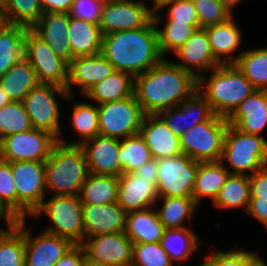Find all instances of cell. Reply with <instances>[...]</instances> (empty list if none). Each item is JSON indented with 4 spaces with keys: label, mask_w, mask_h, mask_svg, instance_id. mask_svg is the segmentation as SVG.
<instances>
[{
    "label": "cell",
    "mask_w": 267,
    "mask_h": 266,
    "mask_svg": "<svg viewBox=\"0 0 267 266\" xmlns=\"http://www.w3.org/2000/svg\"><path fill=\"white\" fill-rule=\"evenodd\" d=\"M10 102H11L10 98L4 92V90L2 89V87L0 85V108H2L3 106H5L6 104H8Z\"/></svg>",
    "instance_id": "obj_58"
},
{
    "label": "cell",
    "mask_w": 267,
    "mask_h": 266,
    "mask_svg": "<svg viewBox=\"0 0 267 266\" xmlns=\"http://www.w3.org/2000/svg\"><path fill=\"white\" fill-rule=\"evenodd\" d=\"M131 266H173L161 243H134Z\"/></svg>",
    "instance_id": "obj_44"
},
{
    "label": "cell",
    "mask_w": 267,
    "mask_h": 266,
    "mask_svg": "<svg viewBox=\"0 0 267 266\" xmlns=\"http://www.w3.org/2000/svg\"><path fill=\"white\" fill-rule=\"evenodd\" d=\"M152 159L150 150L140 134L120 140L118 160L123 174L135 172Z\"/></svg>",
    "instance_id": "obj_39"
},
{
    "label": "cell",
    "mask_w": 267,
    "mask_h": 266,
    "mask_svg": "<svg viewBox=\"0 0 267 266\" xmlns=\"http://www.w3.org/2000/svg\"><path fill=\"white\" fill-rule=\"evenodd\" d=\"M234 64L255 89L267 90V47L242 51Z\"/></svg>",
    "instance_id": "obj_33"
},
{
    "label": "cell",
    "mask_w": 267,
    "mask_h": 266,
    "mask_svg": "<svg viewBox=\"0 0 267 266\" xmlns=\"http://www.w3.org/2000/svg\"><path fill=\"white\" fill-rule=\"evenodd\" d=\"M84 239L99 234L125 232L126 212L117 202L82 205Z\"/></svg>",
    "instance_id": "obj_22"
},
{
    "label": "cell",
    "mask_w": 267,
    "mask_h": 266,
    "mask_svg": "<svg viewBox=\"0 0 267 266\" xmlns=\"http://www.w3.org/2000/svg\"><path fill=\"white\" fill-rule=\"evenodd\" d=\"M5 0H0V9L2 8V5L4 3Z\"/></svg>",
    "instance_id": "obj_63"
},
{
    "label": "cell",
    "mask_w": 267,
    "mask_h": 266,
    "mask_svg": "<svg viewBox=\"0 0 267 266\" xmlns=\"http://www.w3.org/2000/svg\"><path fill=\"white\" fill-rule=\"evenodd\" d=\"M227 127V118L213 114L180 135L182 153L199 162L220 161Z\"/></svg>",
    "instance_id": "obj_6"
},
{
    "label": "cell",
    "mask_w": 267,
    "mask_h": 266,
    "mask_svg": "<svg viewBox=\"0 0 267 266\" xmlns=\"http://www.w3.org/2000/svg\"><path fill=\"white\" fill-rule=\"evenodd\" d=\"M145 114L135 95L98 105L99 135L124 139L140 134Z\"/></svg>",
    "instance_id": "obj_10"
},
{
    "label": "cell",
    "mask_w": 267,
    "mask_h": 266,
    "mask_svg": "<svg viewBox=\"0 0 267 266\" xmlns=\"http://www.w3.org/2000/svg\"><path fill=\"white\" fill-rule=\"evenodd\" d=\"M260 257L257 253L245 251L244 249L230 251H215L213 254L205 256V260L200 266H252Z\"/></svg>",
    "instance_id": "obj_45"
},
{
    "label": "cell",
    "mask_w": 267,
    "mask_h": 266,
    "mask_svg": "<svg viewBox=\"0 0 267 266\" xmlns=\"http://www.w3.org/2000/svg\"><path fill=\"white\" fill-rule=\"evenodd\" d=\"M158 2V0H153V6Z\"/></svg>",
    "instance_id": "obj_64"
},
{
    "label": "cell",
    "mask_w": 267,
    "mask_h": 266,
    "mask_svg": "<svg viewBox=\"0 0 267 266\" xmlns=\"http://www.w3.org/2000/svg\"><path fill=\"white\" fill-rule=\"evenodd\" d=\"M134 94V77L123 71H114L96 83L85 96L99 104L125 99Z\"/></svg>",
    "instance_id": "obj_32"
},
{
    "label": "cell",
    "mask_w": 267,
    "mask_h": 266,
    "mask_svg": "<svg viewBox=\"0 0 267 266\" xmlns=\"http://www.w3.org/2000/svg\"><path fill=\"white\" fill-rule=\"evenodd\" d=\"M162 16L135 30L116 31L103 35L101 54L113 65L133 77L153 68L164 57L159 49L157 26Z\"/></svg>",
    "instance_id": "obj_2"
},
{
    "label": "cell",
    "mask_w": 267,
    "mask_h": 266,
    "mask_svg": "<svg viewBox=\"0 0 267 266\" xmlns=\"http://www.w3.org/2000/svg\"><path fill=\"white\" fill-rule=\"evenodd\" d=\"M153 159L169 158L182 154L179 136L166 126L158 115H145L140 128Z\"/></svg>",
    "instance_id": "obj_24"
},
{
    "label": "cell",
    "mask_w": 267,
    "mask_h": 266,
    "mask_svg": "<svg viewBox=\"0 0 267 266\" xmlns=\"http://www.w3.org/2000/svg\"><path fill=\"white\" fill-rule=\"evenodd\" d=\"M79 146L84 152L89 173L116 177L123 174L118 160L120 139L96 135Z\"/></svg>",
    "instance_id": "obj_18"
},
{
    "label": "cell",
    "mask_w": 267,
    "mask_h": 266,
    "mask_svg": "<svg viewBox=\"0 0 267 266\" xmlns=\"http://www.w3.org/2000/svg\"><path fill=\"white\" fill-rule=\"evenodd\" d=\"M251 198L267 199V165L254 174L249 175Z\"/></svg>",
    "instance_id": "obj_50"
},
{
    "label": "cell",
    "mask_w": 267,
    "mask_h": 266,
    "mask_svg": "<svg viewBox=\"0 0 267 266\" xmlns=\"http://www.w3.org/2000/svg\"><path fill=\"white\" fill-rule=\"evenodd\" d=\"M67 37L73 58L101 53L103 34L98 24L69 16Z\"/></svg>",
    "instance_id": "obj_26"
},
{
    "label": "cell",
    "mask_w": 267,
    "mask_h": 266,
    "mask_svg": "<svg viewBox=\"0 0 267 266\" xmlns=\"http://www.w3.org/2000/svg\"><path fill=\"white\" fill-rule=\"evenodd\" d=\"M221 161L199 162L192 198L199 205L200 199L211 198L213 202L230 175Z\"/></svg>",
    "instance_id": "obj_29"
},
{
    "label": "cell",
    "mask_w": 267,
    "mask_h": 266,
    "mask_svg": "<svg viewBox=\"0 0 267 266\" xmlns=\"http://www.w3.org/2000/svg\"><path fill=\"white\" fill-rule=\"evenodd\" d=\"M74 131L79 134V140L75 142H65L62 137L58 142L67 145H81L85 141L99 135V117L98 106L89 105L88 103H75L72 111V125Z\"/></svg>",
    "instance_id": "obj_38"
},
{
    "label": "cell",
    "mask_w": 267,
    "mask_h": 266,
    "mask_svg": "<svg viewBox=\"0 0 267 266\" xmlns=\"http://www.w3.org/2000/svg\"><path fill=\"white\" fill-rule=\"evenodd\" d=\"M152 19V10L146 7L144 1L115 0L103 4L99 26L102 34L106 35L144 28Z\"/></svg>",
    "instance_id": "obj_14"
},
{
    "label": "cell",
    "mask_w": 267,
    "mask_h": 266,
    "mask_svg": "<svg viewBox=\"0 0 267 266\" xmlns=\"http://www.w3.org/2000/svg\"><path fill=\"white\" fill-rule=\"evenodd\" d=\"M239 131L259 135L267 125V90H255L227 118Z\"/></svg>",
    "instance_id": "obj_21"
},
{
    "label": "cell",
    "mask_w": 267,
    "mask_h": 266,
    "mask_svg": "<svg viewBox=\"0 0 267 266\" xmlns=\"http://www.w3.org/2000/svg\"><path fill=\"white\" fill-rule=\"evenodd\" d=\"M232 168L230 174H250L267 165V140L259 135L246 134L228 124L220 161Z\"/></svg>",
    "instance_id": "obj_5"
},
{
    "label": "cell",
    "mask_w": 267,
    "mask_h": 266,
    "mask_svg": "<svg viewBox=\"0 0 267 266\" xmlns=\"http://www.w3.org/2000/svg\"><path fill=\"white\" fill-rule=\"evenodd\" d=\"M1 10L9 24L31 29L43 14L40 0H5Z\"/></svg>",
    "instance_id": "obj_40"
},
{
    "label": "cell",
    "mask_w": 267,
    "mask_h": 266,
    "mask_svg": "<svg viewBox=\"0 0 267 266\" xmlns=\"http://www.w3.org/2000/svg\"><path fill=\"white\" fill-rule=\"evenodd\" d=\"M39 81L31 64L22 58L0 77V85L11 101L22 102Z\"/></svg>",
    "instance_id": "obj_30"
},
{
    "label": "cell",
    "mask_w": 267,
    "mask_h": 266,
    "mask_svg": "<svg viewBox=\"0 0 267 266\" xmlns=\"http://www.w3.org/2000/svg\"><path fill=\"white\" fill-rule=\"evenodd\" d=\"M58 139L51 133L32 128L28 131L9 134L0 140V159L7 162H45Z\"/></svg>",
    "instance_id": "obj_12"
},
{
    "label": "cell",
    "mask_w": 267,
    "mask_h": 266,
    "mask_svg": "<svg viewBox=\"0 0 267 266\" xmlns=\"http://www.w3.org/2000/svg\"><path fill=\"white\" fill-rule=\"evenodd\" d=\"M165 227L152 208L126 213L125 234L133 243L161 241Z\"/></svg>",
    "instance_id": "obj_27"
},
{
    "label": "cell",
    "mask_w": 267,
    "mask_h": 266,
    "mask_svg": "<svg viewBox=\"0 0 267 266\" xmlns=\"http://www.w3.org/2000/svg\"><path fill=\"white\" fill-rule=\"evenodd\" d=\"M8 229H9V228H7V229H5V228L3 229V228H2V229H0V231H4V230H8Z\"/></svg>",
    "instance_id": "obj_65"
},
{
    "label": "cell",
    "mask_w": 267,
    "mask_h": 266,
    "mask_svg": "<svg viewBox=\"0 0 267 266\" xmlns=\"http://www.w3.org/2000/svg\"><path fill=\"white\" fill-rule=\"evenodd\" d=\"M24 58L34 68L39 83L66 89L68 62L57 56L32 29L26 31Z\"/></svg>",
    "instance_id": "obj_13"
},
{
    "label": "cell",
    "mask_w": 267,
    "mask_h": 266,
    "mask_svg": "<svg viewBox=\"0 0 267 266\" xmlns=\"http://www.w3.org/2000/svg\"><path fill=\"white\" fill-rule=\"evenodd\" d=\"M210 72L208 80L205 81L202 75L198 78V91L205 86V92L200 94L210 104L213 113L228 118L256 89L235 64H220Z\"/></svg>",
    "instance_id": "obj_3"
},
{
    "label": "cell",
    "mask_w": 267,
    "mask_h": 266,
    "mask_svg": "<svg viewBox=\"0 0 267 266\" xmlns=\"http://www.w3.org/2000/svg\"><path fill=\"white\" fill-rule=\"evenodd\" d=\"M178 1H182V0H158V2L151 8L152 13H158L157 11H159V9H164V7L167 4L173 3V2H178Z\"/></svg>",
    "instance_id": "obj_56"
},
{
    "label": "cell",
    "mask_w": 267,
    "mask_h": 266,
    "mask_svg": "<svg viewBox=\"0 0 267 266\" xmlns=\"http://www.w3.org/2000/svg\"><path fill=\"white\" fill-rule=\"evenodd\" d=\"M9 25L6 15L0 9V33Z\"/></svg>",
    "instance_id": "obj_59"
},
{
    "label": "cell",
    "mask_w": 267,
    "mask_h": 266,
    "mask_svg": "<svg viewBox=\"0 0 267 266\" xmlns=\"http://www.w3.org/2000/svg\"><path fill=\"white\" fill-rule=\"evenodd\" d=\"M174 54L178 55V58L181 59V62H176L175 64L194 74L197 78L200 77L202 70H212L220 65L212 54L205 28L197 29L191 38L177 49ZM194 69L198 71H193Z\"/></svg>",
    "instance_id": "obj_25"
},
{
    "label": "cell",
    "mask_w": 267,
    "mask_h": 266,
    "mask_svg": "<svg viewBox=\"0 0 267 266\" xmlns=\"http://www.w3.org/2000/svg\"><path fill=\"white\" fill-rule=\"evenodd\" d=\"M163 200V207L157 213L165 229L187 227L182 224L185 219H191L198 204L193 198L158 197Z\"/></svg>",
    "instance_id": "obj_37"
},
{
    "label": "cell",
    "mask_w": 267,
    "mask_h": 266,
    "mask_svg": "<svg viewBox=\"0 0 267 266\" xmlns=\"http://www.w3.org/2000/svg\"><path fill=\"white\" fill-rule=\"evenodd\" d=\"M69 14L64 12L43 13L31 28L59 57L68 63L73 59L67 37Z\"/></svg>",
    "instance_id": "obj_23"
},
{
    "label": "cell",
    "mask_w": 267,
    "mask_h": 266,
    "mask_svg": "<svg viewBox=\"0 0 267 266\" xmlns=\"http://www.w3.org/2000/svg\"><path fill=\"white\" fill-rule=\"evenodd\" d=\"M193 4L200 28L224 23L233 16L220 0H196Z\"/></svg>",
    "instance_id": "obj_46"
},
{
    "label": "cell",
    "mask_w": 267,
    "mask_h": 266,
    "mask_svg": "<svg viewBox=\"0 0 267 266\" xmlns=\"http://www.w3.org/2000/svg\"><path fill=\"white\" fill-rule=\"evenodd\" d=\"M88 174L86 158L79 145L57 142L45 161L46 187L54 195L78 196Z\"/></svg>",
    "instance_id": "obj_4"
},
{
    "label": "cell",
    "mask_w": 267,
    "mask_h": 266,
    "mask_svg": "<svg viewBox=\"0 0 267 266\" xmlns=\"http://www.w3.org/2000/svg\"><path fill=\"white\" fill-rule=\"evenodd\" d=\"M233 16L226 22L205 27L214 58L220 64H234L235 58L231 55L241 44V31L233 22ZM227 55L228 59H221Z\"/></svg>",
    "instance_id": "obj_28"
},
{
    "label": "cell",
    "mask_w": 267,
    "mask_h": 266,
    "mask_svg": "<svg viewBox=\"0 0 267 266\" xmlns=\"http://www.w3.org/2000/svg\"><path fill=\"white\" fill-rule=\"evenodd\" d=\"M32 128L22 102L11 101L0 108V140L9 134L25 132Z\"/></svg>",
    "instance_id": "obj_43"
},
{
    "label": "cell",
    "mask_w": 267,
    "mask_h": 266,
    "mask_svg": "<svg viewBox=\"0 0 267 266\" xmlns=\"http://www.w3.org/2000/svg\"><path fill=\"white\" fill-rule=\"evenodd\" d=\"M82 266H108V265H104L100 262L93 261L89 259L88 257L84 256Z\"/></svg>",
    "instance_id": "obj_60"
},
{
    "label": "cell",
    "mask_w": 267,
    "mask_h": 266,
    "mask_svg": "<svg viewBox=\"0 0 267 266\" xmlns=\"http://www.w3.org/2000/svg\"><path fill=\"white\" fill-rule=\"evenodd\" d=\"M220 1L224 5V7L230 12V14H233L232 13L233 7H235L242 0H220Z\"/></svg>",
    "instance_id": "obj_57"
},
{
    "label": "cell",
    "mask_w": 267,
    "mask_h": 266,
    "mask_svg": "<svg viewBox=\"0 0 267 266\" xmlns=\"http://www.w3.org/2000/svg\"><path fill=\"white\" fill-rule=\"evenodd\" d=\"M168 19L175 22H186L193 25L196 29H199V21L197 18V11L193 2L188 0H182L167 4L164 8L168 7Z\"/></svg>",
    "instance_id": "obj_49"
},
{
    "label": "cell",
    "mask_w": 267,
    "mask_h": 266,
    "mask_svg": "<svg viewBox=\"0 0 267 266\" xmlns=\"http://www.w3.org/2000/svg\"><path fill=\"white\" fill-rule=\"evenodd\" d=\"M196 234L190 228L165 229L161 238V246L170 257L171 261H186L191 253L198 250Z\"/></svg>",
    "instance_id": "obj_36"
},
{
    "label": "cell",
    "mask_w": 267,
    "mask_h": 266,
    "mask_svg": "<svg viewBox=\"0 0 267 266\" xmlns=\"http://www.w3.org/2000/svg\"><path fill=\"white\" fill-rule=\"evenodd\" d=\"M119 177L89 173L81 186L82 205H104L117 202Z\"/></svg>",
    "instance_id": "obj_31"
},
{
    "label": "cell",
    "mask_w": 267,
    "mask_h": 266,
    "mask_svg": "<svg viewBox=\"0 0 267 266\" xmlns=\"http://www.w3.org/2000/svg\"><path fill=\"white\" fill-rule=\"evenodd\" d=\"M102 6L103 3L98 0H74L68 14L72 18L99 25Z\"/></svg>",
    "instance_id": "obj_48"
},
{
    "label": "cell",
    "mask_w": 267,
    "mask_h": 266,
    "mask_svg": "<svg viewBox=\"0 0 267 266\" xmlns=\"http://www.w3.org/2000/svg\"><path fill=\"white\" fill-rule=\"evenodd\" d=\"M156 182L159 197L192 198L199 161L184 153L161 158Z\"/></svg>",
    "instance_id": "obj_11"
},
{
    "label": "cell",
    "mask_w": 267,
    "mask_h": 266,
    "mask_svg": "<svg viewBox=\"0 0 267 266\" xmlns=\"http://www.w3.org/2000/svg\"><path fill=\"white\" fill-rule=\"evenodd\" d=\"M157 186L134 172L119 176L118 205L126 212L141 211L154 206L158 199Z\"/></svg>",
    "instance_id": "obj_20"
},
{
    "label": "cell",
    "mask_w": 267,
    "mask_h": 266,
    "mask_svg": "<svg viewBox=\"0 0 267 266\" xmlns=\"http://www.w3.org/2000/svg\"><path fill=\"white\" fill-rule=\"evenodd\" d=\"M16 185V217L21 220L30 216L45 200V162L17 161L11 163Z\"/></svg>",
    "instance_id": "obj_8"
},
{
    "label": "cell",
    "mask_w": 267,
    "mask_h": 266,
    "mask_svg": "<svg viewBox=\"0 0 267 266\" xmlns=\"http://www.w3.org/2000/svg\"><path fill=\"white\" fill-rule=\"evenodd\" d=\"M251 198L249 175L230 174L213 201L218 208L245 207L247 212Z\"/></svg>",
    "instance_id": "obj_34"
},
{
    "label": "cell",
    "mask_w": 267,
    "mask_h": 266,
    "mask_svg": "<svg viewBox=\"0 0 267 266\" xmlns=\"http://www.w3.org/2000/svg\"><path fill=\"white\" fill-rule=\"evenodd\" d=\"M28 28L9 24L0 33V77L24 58V39Z\"/></svg>",
    "instance_id": "obj_35"
},
{
    "label": "cell",
    "mask_w": 267,
    "mask_h": 266,
    "mask_svg": "<svg viewBox=\"0 0 267 266\" xmlns=\"http://www.w3.org/2000/svg\"><path fill=\"white\" fill-rule=\"evenodd\" d=\"M74 0H40L43 13L64 12L69 13Z\"/></svg>",
    "instance_id": "obj_54"
},
{
    "label": "cell",
    "mask_w": 267,
    "mask_h": 266,
    "mask_svg": "<svg viewBox=\"0 0 267 266\" xmlns=\"http://www.w3.org/2000/svg\"><path fill=\"white\" fill-rule=\"evenodd\" d=\"M196 30L191 24L174 20H167L162 30L157 27L159 49L162 56H166L169 50L177 51Z\"/></svg>",
    "instance_id": "obj_42"
},
{
    "label": "cell",
    "mask_w": 267,
    "mask_h": 266,
    "mask_svg": "<svg viewBox=\"0 0 267 266\" xmlns=\"http://www.w3.org/2000/svg\"><path fill=\"white\" fill-rule=\"evenodd\" d=\"M25 219L19 220L17 227L25 240V266H54L73 243L64 237L41 232L35 238L26 229Z\"/></svg>",
    "instance_id": "obj_16"
},
{
    "label": "cell",
    "mask_w": 267,
    "mask_h": 266,
    "mask_svg": "<svg viewBox=\"0 0 267 266\" xmlns=\"http://www.w3.org/2000/svg\"><path fill=\"white\" fill-rule=\"evenodd\" d=\"M247 212L267 228V199H250Z\"/></svg>",
    "instance_id": "obj_52"
},
{
    "label": "cell",
    "mask_w": 267,
    "mask_h": 266,
    "mask_svg": "<svg viewBox=\"0 0 267 266\" xmlns=\"http://www.w3.org/2000/svg\"><path fill=\"white\" fill-rule=\"evenodd\" d=\"M113 65L101 54L75 57L68 63L66 91L71 95L72 84L86 94L96 83L114 72Z\"/></svg>",
    "instance_id": "obj_19"
},
{
    "label": "cell",
    "mask_w": 267,
    "mask_h": 266,
    "mask_svg": "<svg viewBox=\"0 0 267 266\" xmlns=\"http://www.w3.org/2000/svg\"><path fill=\"white\" fill-rule=\"evenodd\" d=\"M98 1H101L104 4V3H109V2H112V1H115V0H98Z\"/></svg>",
    "instance_id": "obj_62"
},
{
    "label": "cell",
    "mask_w": 267,
    "mask_h": 266,
    "mask_svg": "<svg viewBox=\"0 0 267 266\" xmlns=\"http://www.w3.org/2000/svg\"><path fill=\"white\" fill-rule=\"evenodd\" d=\"M213 114L210 104L197 90L179 105L163 110L157 115L173 134L180 137L197 124L207 121Z\"/></svg>",
    "instance_id": "obj_17"
},
{
    "label": "cell",
    "mask_w": 267,
    "mask_h": 266,
    "mask_svg": "<svg viewBox=\"0 0 267 266\" xmlns=\"http://www.w3.org/2000/svg\"><path fill=\"white\" fill-rule=\"evenodd\" d=\"M42 213L53 223L43 231L67 238L73 244L84 241L83 210L78 196L53 195L50 200L43 201L32 216Z\"/></svg>",
    "instance_id": "obj_7"
},
{
    "label": "cell",
    "mask_w": 267,
    "mask_h": 266,
    "mask_svg": "<svg viewBox=\"0 0 267 266\" xmlns=\"http://www.w3.org/2000/svg\"><path fill=\"white\" fill-rule=\"evenodd\" d=\"M60 94L63 98L74 100L66 89L53 85L39 83L23 99L25 111L27 112L33 128L45 130L57 139L61 138L60 112L56 96Z\"/></svg>",
    "instance_id": "obj_9"
},
{
    "label": "cell",
    "mask_w": 267,
    "mask_h": 266,
    "mask_svg": "<svg viewBox=\"0 0 267 266\" xmlns=\"http://www.w3.org/2000/svg\"><path fill=\"white\" fill-rule=\"evenodd\" d=\"M252 266H267L265 261L259 258Z\"/></svg>",
    "instance_id": "obj_61"
},
{
    "label": "cell",
    "mask_w": 267,
    "mask_h": 266,
    "mask_svg": "<svg viewBox=\"0 0 267 266\" xmlns=\"http://www.w3.org/2000/svg\"><path fill=\"white\" fill-rule=\"evenodd\" d=\"M0 266H25V240L16 226L0 231Z\"/></svg>",
    "instance_id": "obj_41"
},
{
    "label": "cell",
    "mask_w": 267,
    "mask_h": 266,
    "mask_svg": "<svg viewBox=\"0 0 267 266\" xmlns=\"http://www.w3.org/2000/svg\"><path fill=\"white\" fill-rule=\"evenodd\" d=\"M5 219L9 229L17 226L19 219L0 200V220Z\"/></svg>",
    "instance_id": "obj_55"
},
{
    "label": "cell",
    "mask_w": 267,
    "mask_h": 266,
    "mask_svg": "<svg viewBox=\"0 0 267 266\" xmlns=\"http://www.w3.org/2000/svg\"><path fill=\"white\" fill-rule=\"evenodd\" d=\"M0 200L16 216V185L11 162L0 159Z\"/></svg>",
    "instance_id": "obj_47"
},
{
    "label": "cell",
    "mask_w": 267,
    "mask_h": 266,
    "mask_svg": "<svg viewBox=\"0 0 267 266\" xmlns=\"http://www.w3.org/2000/svg\"><path fill=\"white\" fill-rule=\"evenodd\" d=\"M158 162L156 159H152L151 161L145 163L143 166L138 168L134 173L139 178L149 179V182H152L156 185L158 179Z\"/></svg>",
    "instance_id": "obj_53"
},
{
    "label": "cell",
    "mask_w": 267,
    "mask_h": 266,
    "mask_svg": "<svg viewBox=\"0 0 267 266\" xmlns=\"http://www.w3.org/2000/svg\"><path fill=\"white\" fill-rule=\"evenodd\" d=\"M85 256L108 266H131L134 243L125 232L86 237L81 243Z\"/></svg>",
    "instance_id": "obj_15"
},
{
    "label": "cell",
    "mask_w": 267,
    "mask_h": 266,
    "mask_svg": "<svg viewBox=\"0 0 267 266\" xmlns=\"http://www.w3.org/2000/svg\"><path fill=\"white\" fill-rule=\"evenodd\" d=\"M197 90L198 78L165 57L134 77V95L145 115L175 107Z\"/></svg>",
    "instance_id": "obj_1"
},
{
    "label": "cell",
    "mask_w": 267,
    "mask_h": 266,
    "mask_svg": "<svg viewBox=\"0 0 267 266\" xmlns=\"http://www.w3.org/2000/svg\"><path fill=\"white\" fill-rule=\"evenodd\" d=\"M85 252L81 244H73L54 266H82Z\"/></svg>",
    "instance_id": "obj_51"
}]
</instances>
